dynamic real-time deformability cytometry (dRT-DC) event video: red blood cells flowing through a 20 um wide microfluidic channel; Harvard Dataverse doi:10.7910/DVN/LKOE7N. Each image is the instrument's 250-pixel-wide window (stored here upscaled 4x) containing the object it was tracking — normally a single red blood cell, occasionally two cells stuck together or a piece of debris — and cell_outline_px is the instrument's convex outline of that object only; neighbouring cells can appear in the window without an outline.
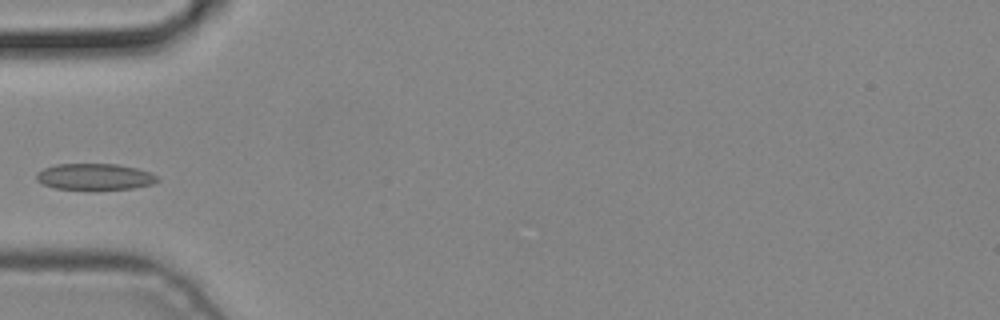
{"species": "common noctule bat (a hibernating species)", "species_latin": "Nyctalus noctula", "temperature_condition": "cold", "stored_images_in_passage": 3, "camera_frame_rate_fps": 3000, "um_per_image_px": 0.085, "animal": {"sex": "male", "body_mass_g": 19.2, "forearm_length_mm": 51.8}, "frame": {"image": 1, "passage_image": 3, "time_ms": 0.667, "image_size_px": [1000, 320], "cell_outline_px": [[160, 180], [152, 184], [132, 188], [56, 188], [44, 184], [36, 180], [36, 172], [44, 168], [56, 164], [116, 164], [136, 168], [148, 172], [156, 176]], "centroid_in_image_um": [8.03, 15.0], "position_along_channel_um": 77.0, "area_um2": 18.03}}